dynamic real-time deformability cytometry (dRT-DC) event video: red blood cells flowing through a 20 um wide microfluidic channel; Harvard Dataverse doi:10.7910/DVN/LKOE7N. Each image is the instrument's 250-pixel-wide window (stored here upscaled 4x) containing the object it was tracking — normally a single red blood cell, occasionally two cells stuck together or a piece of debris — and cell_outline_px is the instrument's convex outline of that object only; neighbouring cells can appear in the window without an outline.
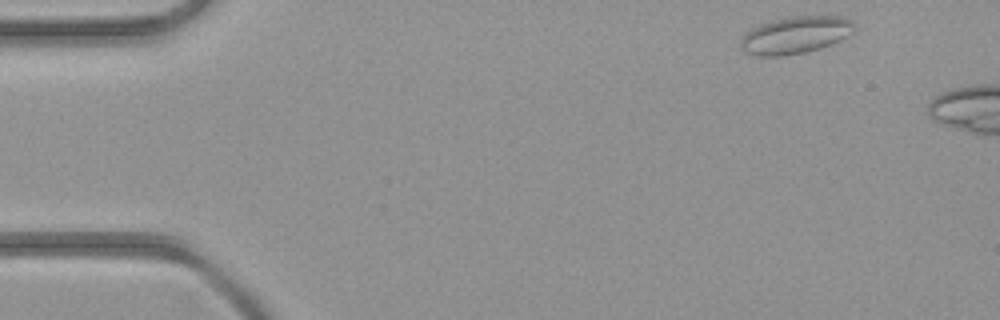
{"species": "common noctule bat (a hibernating species)", "species_latin": "Nyctalus noctula", "temperature_condition": "room temperature", "stored_images_in_passage": 3, "camera_frame_rate_fps": 3000, "um_per_image_px": 0.085, "animal": {"sex": "female", "body_mass_g": 21.9}, "frame": {"image": 1, "passage_image": 1, "time_ms": 0.0, "image_size_px": [1000, 320], "cell_outline_px": [[856, 28], [852, 32], [840, 40], [820, 48], [804, 52], [780, 56], [756, 56], [744, 52], [740, 48], [740, 40], [752, 28], [760, 24], [772, 20], [792, 16], [840, 16], [852, 20], [856, 24]], "centroid_in_image_um": [67.61, 2.97], "position_along_channel_um": 17.4, "area_um2": 24.62}}